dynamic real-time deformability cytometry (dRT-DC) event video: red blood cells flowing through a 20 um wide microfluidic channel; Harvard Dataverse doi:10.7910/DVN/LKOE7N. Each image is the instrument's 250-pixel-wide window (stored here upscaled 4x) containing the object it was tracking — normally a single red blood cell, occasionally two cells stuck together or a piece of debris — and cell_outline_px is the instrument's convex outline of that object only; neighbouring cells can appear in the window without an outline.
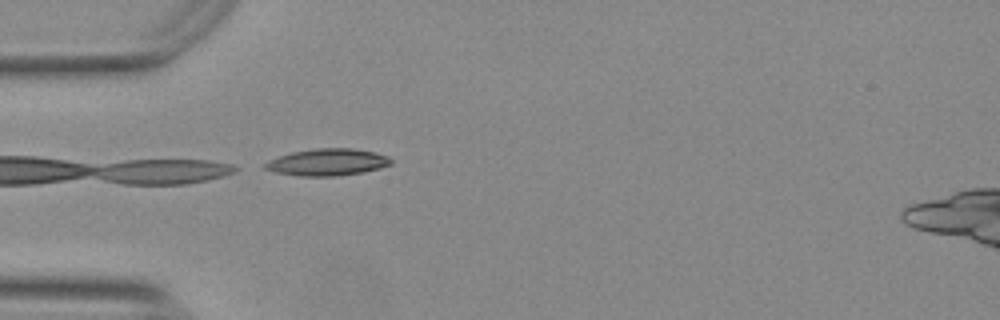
{"species": "Egyptian fruit bat (a non-hibernating species)", "species_latin": "Rousettus aegyptiacus", "temperature_condition": "warm", "stored_images_in_passage": 25, "camera_frame_rate_fps": 3000, "um_per_image_px": 0.085, "animal": {"sex": "female"}, "frame": {"image": 1, "passage_image": 1, "time_ms": 0.0, "image_size_px": [1000, 320], "cell_outline_px": [[392, 164], [380, 168], [360, 172], [332, 176], [300, 176], [276, 172], [264, 168], [264, 164], [268, 160], [292, 152], [312, 148], [352, 148], [376, 152], [388, 156], [392, 160]], "centroid_in_image_um": [27.84, 13.77], "position_along_channel_um": 57.2, "area_um2": 19.65}}